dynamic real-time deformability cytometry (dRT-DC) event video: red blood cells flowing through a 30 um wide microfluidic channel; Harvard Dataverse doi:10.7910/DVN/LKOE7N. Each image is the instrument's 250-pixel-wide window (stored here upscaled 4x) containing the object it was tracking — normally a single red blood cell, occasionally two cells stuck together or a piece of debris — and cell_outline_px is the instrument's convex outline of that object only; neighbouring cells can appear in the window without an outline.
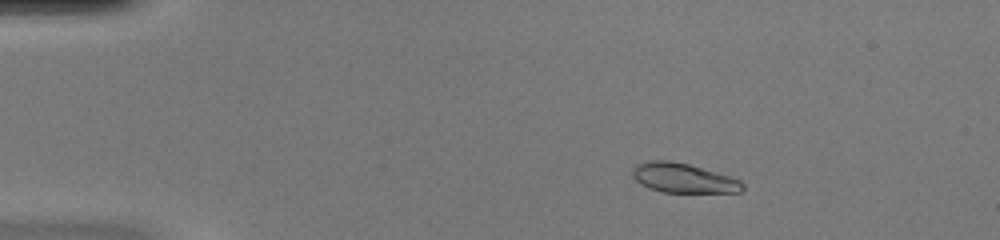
{"species": "common noctule bat (a hibernating species)", "species_latin": "Nyctalus noctula", "temperature_condition": "warm", "stored_images_in_passage": 50, "camera_frame_rate_fps": 3000, "um_per_image_px": 0.085, "animal": {"sex": "female", "body_mass_g": 20.0, "forearm_length_mm": 54.0}, "frame": {"image": 1, "passage_image": 9, "time_ms": 2.667, "image_size_px": [1000, 240], "cell_outline_px": [[744, 188], [740, 192], [660, 192], [648, 188], [640, 184], [632, 176], [632, 168], [636, 164], [648, 160], [668, 160], [688, 164], [728, 176], [740, 180], [744, 184]], "centroid_in_image_um": [58.02, 15.13], "position_along_channel_um": 27.0, "area_um2": 18.9}}
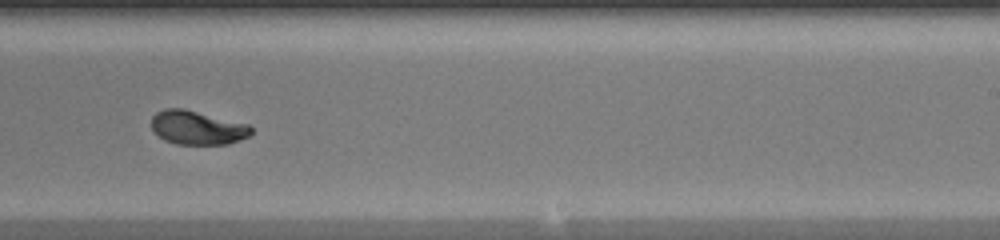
{"frame": {"image": 2, "passage_image": 32, "time_ms": 10.333, "image_size_px": [1000, 240], "cell_outline_px": [[252, 132], [248, 136], [240, 140], [228, 144], [176, 144], [164, 140], [152, 128], [152, 116], [156, 112], [164, 108], [184, 108], [248, 124], [252, 128]], "centroid_in_image_um": [16.77, 10.84], "position_along_channel_um": 272.2, "area_um2": 19.65}}
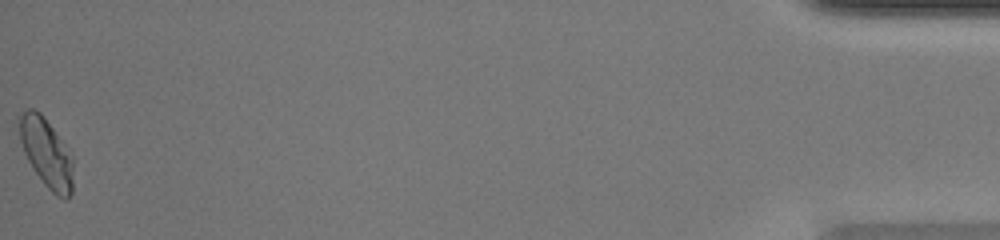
{"frame": {"image": 3, "passage_image": 50, "time_ms": 16.333, "image_size_px": [1000, 240], "cell_outline_px": [[72, 192], [68, 200], [64, 200], [56, 196], [44, 184], [28, 160], [24, 152], [20, 140], [20, 116], [28, 108], [32, 108], [40, 112], [72, 152]], "centroid_in_image_um": [3.98, 13.02], "position_along_channel_um": 431.2, "area_um2": 21.5}, "authors_computed_cell_mechanics": {"area_um2": 19.941, "velocity_mm_per_s": 4.2331, "shape_relaxation_time_tau1_ms": 3.1435, "shape_relaxation_time_tau2_ms": 0.5561, "deformation_change_tau1": 0.1891, "deformation_change_tau2": 0.038}}